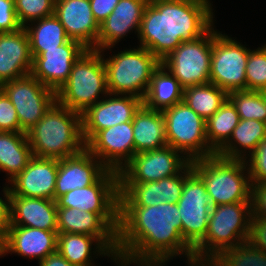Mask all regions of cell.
I'll return each mask as SVG.
<instances>
[{
  "label": "cell",
  "mask_w": 266,
  "mask_h": 266,
  "mask_svg": "<svg viewBox=\"0 0 266 266\" xmlns=\"http://www.w3.org/2000/svg\"><path fill=\"white\" fill-rule=\"evenodd\" d=\"M22 28L15 11L14 0H0V33Z\"/></svg>",
  "instance_id": "obj_41"
},
{
  "label": "cell",
  "mask_w": 266,
  "mask_h": 266,
  "mask_svg": "<svg viewBox=\"0 0 266 266\" xmlns=\"http://www.w3.org/2000/svg\"><path fill=\"white\" fill-rule=\"evenodd\" d=\"M251 202L213 206L205 237L193 248L196 265H208L222 251L246 242L249 236Z\"/></svg>",
  "instance_id": "obj_4"
},
{
  "label": "cell",
  "mask_w": 266,
  "mask_h": 266,
  "mask_svg": "<svg viewBox=\"0 0 266 266\" xmlns=\"http://www.w3.org/2000/svg\"><path fill=\"white\" fill-rule=\"evenodd\" d=\"M39 266H76L66 260L58 251L49 254L38 262Z\"/></svg>",
  "instance_id": "obj_46"
},
{
  "label": "cell",
  "mask_w": 266,
  "mask_h": 266,
  "mask_svg": "<svg viewBox=\"0 0 266 266\" xmlns=\"http://www.w3.org/2000/svg\"><path fill=\"white\" fill-rule=\"evenodd\" d=\"M184 88L162 65L153 73L143 104L149 109L163 111L183 101Z\"/></svg>",
  "instance_id": "obj_31"
},
{
  "label": "cell",
  "mask_w": 266,
  "mask_h": 266,
  "mask_svg": "<svg viewBox=\"0 0 266 266\" xmlns=\"http://www.w3.org/2000/svg\"><path fill=\"white\" fill-rule=\"evenodd\" d=\"M58 159L32 157L27 166L9 183L16 196L54 200Z\"/></svg>",
  "instance_id": "obj_22"
},
{
  "label": "cell",
  "mask_w": 266,
  "mask_h": 266,
  "mask_svg": "<svg viewBox=\"0 0 266 266\" xmlns=\"http://www.w3.org/2000/svg\"><path fill=\"white\" fill-rule=\"evenodd\" d=\"M30 23L24 28L29 36L30 51L33 59L41 52H44V49L56 48L70 40L65 28L55 14Z\"/></svg>",
  "instance_id": "obj_32"
},
{
  "label": "cell",
  "mask_w": 266,
  "mask_h": 266,
  "mask_svg": "<svg viewBox=\"0 0 266 266\" xmlns=\"http://www.w3.org/2000/svg\"><path fill=\"white\" fill-rule=\"evenodd\" d=\"M32 65L26 29L22 27L13 32L0 33V86L30 75Z\"/></svg>",
  "instance_id": "obj_24"
},
{
  "label": "cell",
  "mask_w": 266,
  "mask_h": 266,
  "mask_svg": "<svg viewBox=\"0 0 266 266\" xmlns=\"http://www.w3.org/2000/svg\"><path fill=\"white\" fill-rule=\"evenodd\" d=\"M57 251L76 266H95L92 252L97 257L107 256L117 262V257L98 238L90 235L58 233Z\"/></svg>",
  "instance_id": "obj_28"
},
{
  "label": "cell",
  "mask_w": 266,
  "mask_h": 266,
  "mask_svg": "<svg viewBox=\"0 0 266 266\" xmlns=\"http://www.w3.org/2000/svg\"><path fill=\"white\" fill-rule=\"evenodd\" d=\"M33 157L26 132L0 131V172H7L8 183Z\"/></svg>",
  "instance_id": "obj_30"
},
{
  "label": "cell",
  "mask_w": 266,
  "mask_h": 266,
  "mask_svg": "<svg viewBox=\"0 0 266 266\" xmlns=\"http://www.w3.org/2000/svg\"><path fill=\"white\" fill-rule=\"evenodd\" d=\"M0 89L14 105L20 127L27 132L57 101L56 92L31 74L5 82Z\"/></svg>",
  "instance_id": "obj_13"
},
{
  "label": "cell",
  "mask_w": 266,
  "mask_h": 266,
  "mask_svg": "<svg viewBox=\"0 0 266 266\" xmlns=\"http://www.w3.org/2000/svg\"><path fill=\"white\" fill-rule=\"evenodd\" d=\"M210 0H149L138 34L139 46L160 62L183 41L203 36L213 26Z\"/></svg>",
  "instance_id": "obj_2"
},
{
  "label": "cell",
  "mask_w": 266,
  "mask_h": 266,
  "mask_svg": "<svg viewBox=\"0 0 266 266\" xmlns=\"http://www.w3.org/2000/svg\"><path fill=\"white\" fill-rule=\"evenodd\" d=\"M246 90L266 89V44L249 51L246 65Z\"/></svg>",
  "instance_id": "obj_37"
},
{
  "label": "cell",
  "mask_w": 266,
  "mask_h": 266,
  "mask_svg": "<svg viewBox=\"0 0 266 266\" xmlns=\"http://www.w3.org/2000/svg\"><path fill=\"white\" fill-rule=\"evenodd\" d=\"M0 131L25 132L18 120L16 109L6 94L0 89Z\"/></svg>",
  "instance_id": "obj_40"
},
{
  "label": "cell",
  "mask_w": 266,
  "mask_h": 266,
  "mask_svg": "<svg viewBox=\"0 0 266 266\" xmlns=\"http://www.w3.org/2000/svg\"><path fill=\"white\" fill-rule=\"evenodd\" d=\"M57 231V206L54 200L10 194V225Z\"/></svg>",
  "instance_id": "obj_26"
},
{
  "label": "cell",
  "mask_w": 266,
  "mask_h": 266,
  "mask_svg": "<svg viewBox=\"0 0 266 266\" xmlns=\"http://www.w3.org/2000/svg\"><path fill=\"white\" fill-rule=\"evenodd\" d=\"M185 180V167L176 175L154 182H119V206H154L177 203Z\"/></svg>",
  "instance_id": "obj_18"
},
{
  "label": "cell",
  "mask_w": 266,
  "mask_h": 266,
  "mask_svg": "<svg viewBox=\"0 0 266 266\" xmlns=\"http://www.w3.org/2000/svg\"><path fill=\"white\" fill-rule=\"evenodd\" d=\"M207 266H266V252L246 241L222 251Z\"/></svg>",
  "instance_id": "obj_35"
},
{
  "label": "cell",
  "mask_w": 266,
  "mask_h": 266,
  "mask_svg": "<svg viewBox=\"0 0 266 266\" xmlns=\"http://www.w3.org/2000/svg\"><path fill=\"white\" fill-rule=\"evenodd\" d=\"M264 137H266L265 122L240 119L231 137L216 152V155L226 159L245 160Z\"/></svg>",
  "instance_id": "obj_29"
},
{
  "label": "cell",
  "mask_w": 266,
  "mask_h": 266,
  "mask_svg": "<svg viewBox=\"0 0 266 266\" xmlns=\"http://www.w3.org/2000/svg\"><path fill=\"white\" fill-rule=\"evenodd\" d=\"M108 168L86 148L58 161L54 201L67 192L94 184Z\"/></svg>",
  "instance_id": "obj_19"
},
{
  "label": "cell",
  "mask_w": 266,
  "mask_h": 266,
  "mask_svg": "<svg viewBox=\"0 0 266 266\" xmlns=\"http://www.w3.org/2000/svg\"><path fill=\"white\" fill-rule=\"evenodd\" d=\"M104 98L81 114L85 144L100 130L132 121L135 112L143 104L142 99L132 95L109 93Z\"/></svg>",
  "instance_id": "obj_15"
},
{
  "label": "cell",
  "mask_w": 266,
  "mask_h": 266,
  "mask_svg": "<svg viewBox=\"0 0 266 266\" xmlns=\"http://www.w3.org/2000/svg\"><path fill=\"white\" fill-rule=\"evenodd\" d=\"M119 172L108 169L94 184L58 197L57 207L97 213L116 233L119 226Z\"/></svg>",
  "instance_id": "obj_9"
},
{
  "label": "cell",
  "mask_w": 266,
  "mask_h": 266,
  "mask_svg": "<svg viewBox=\"0 0 266 266\" xmlns=\"http://www.w3.org/2000/svg\"><path fill=\"white\" fill-rule=\"evenodd\" d=\"M149 0H120L113 12L100 24L96 46L93 50L113 48L129 32L139 34L141 20Z\"/></svg>",
  "instance_id": "obj_20"
},
{
  "label": "cell",
  "mask_w": 266,
  "mask_h": 266,
  "mask_svg": "<svg viewBox=\"0 0 266 266\" xmlns=\"http://www.w3.org/2000/svg\"><path fill=\"white\" fill-rule=\"evenodd\" d=\"M14 4L22 27L32 21L54 15L55 0H14Z\"/></svg>",
  "instance_id": "obj_38"
},
{
  "label": "cell",
  "mask_w": 266,
  "mask_h": 266,
  "mask_svg": "<svg viewBox=\"0 0 266 266\" xmlns=\"http://www.w3.org/2000/svg\"><path fill=\"white\" fill-rule=\"evenodd\" d=\"M247 241L253 247L266 252V218L251 217Z\"/></svg>",
  "instance_id": "obj_43"
},
{
  "label": "cell",
  "mask_w": 266,
  "mask_h": 266,
  "mask_svg": "<svg viewBox=\"0 0 266 266\" xmlns=\"http://www.w3.org/2000/svg\"><path fill=\"white\" fill-rule=\"evenodd\" d=\"M58 231L9 226L2 238V255L15 253L38 262L57 251Z\"/></svg>",
  "instance_id": "obj_23"
},
{
  "label": "cell",
  "mask_w": 266,
  "mask_h": 266,
  "mask_svg": "<svg viewBox=\"0 0 266 266\" xmlns=\"http://www.w3.org/2000/svg\"><path fill=\"white\" fill-rule=\"evenodd\" d=\"M227 99L228 93L210 82L183 90V102L204 120L213 116Z\"/></svg>",
  "instance_id": "obj_33"
},
{
  "label": "cell",
  "mask_w": 266,
  "mask_h": 266,
  "mask_svg": "<svg viewBox=\"0 0 266 266\" xmlns=\"http://www.w3.org/2000/svg\"><path fill=\"white\" fill-rule=\"evenodd\" d=\"M26 133L34 157L61 160L85 148L81 114L57 101Z\"/></svg>",
  "instance_id": "obj_3"
},
{
  "label": "cell",
  "mask_w": 266,
  "mask_h": 266,
  "mask_svg": "<svg viewBox=\"0 0 266 266\" xmlns=\"http://www.w3.org/2000/svg\"><path fill=\"white\" fill-rule=\"evenodd\" d=\"M239 122L240 116L235 106L227 99L205 122L209 146L217 152L229 140Z\"/></svg>",
  "instance_id": "obj_34"
},
{
  "label": "cell",
  "mask_w": 266,
  "mask_h": 266,
  "mask_svg": "<svg viewBox=\"0 0 266 266\" xmlns=\"http://www.w3.org/2000/svg\"><path fill=\"white\" fill-rule=\"evenodd\" d=\"M57 231L94 236L117 257V233L97 213L57 207Z\"/></svg>",
  "instance_id": "obj_25"
},
{
  "label": "cell",
  "mask_w": 266,
  "mask_h": 266,
  "mask_svg": "<svg viewBox=\"0 0 266 266\" xmlns=\"http://www.w3.org/2000/svg\"><path fill=\"white\" fill-rule=\"evenodd\" d=\"M108 92L132 95L144 100L154 71L161 62L146 48L125 49L103 57Z\"/></svg>",
  "instance_id": "obj_7"
},
{
  "label": "cell",
  "mask_w": 266,
  "mask_h": 266,
  "mask_svg": "<svg viewBox=\"0 0 266 266\" xmlns=\"http://www.w3.org/2000/svg\"><path fill=\"white\" fill-rule=\"evenodd\" d=\"M87 50L80 42L69 40L53 49H44L33 59L31 75L57 92L68 80L73 64Z\"/></svg>",
  "instance_id": "obj_17"
},
{
  "label": "cell",
  "mask_w": 266,
  "mask_h": 266,
  "mask_svg": "<svg viewBox=\"0 0 266 266\" xmlns=\"http://www.w3.org/2000/svg\"><path fill=\"white\" fill-rule=\"evenodd\" d=\"M212 26L210 83L227 93L246 90V65L250 49Z\"/></svg>",
  "instance_id": "obj_12"
},
{
  "label": "cell",
  "mask_w": 266,
  "mask_h": 266,
  "mask_svg": "<svg viewBox=\"0 0 266 266\" xmlns=\"http://www.w3.org/2000/svg\"><path fill=\"white\" fill-rule=\"evenodd\" d=\"M177 205L181 235L194 248L206 235L213 204L204 182L192 169L191 161L185 166L184 186Z\"/></svg>",
  "instance_id": "obj_10"
},
{
  "label": "cell",
  "mask_w": 266,
  "mask_h": 266,
  "mask_svg": "<svg viewBox=\"0 0 266 266\" xmlns=\"http://www.w3.org/2000/svg\"><path fill=\"white\" fill-rule=\"evenodd\" d=\"M85 148L108 169L119 172L134 156L132 121L98 131Z\"/></svg>",
  "instance_id": "obj_16"
},
{
  "label": "cell",
  "mask_w": 266,
  "mask_h": 266,
  "mask_svg": "<svg viewBox=\"0 0 266 266\" xmlns=\"http://www.w3.org/2000/svg\"><path fill=\"white\" fill-rule=\"evenodd\" d=\"M103 51L87 49L73 64L67 82L56 92L57 102L82 114L109 94ZM105 94V95H104Z\"/></svg>",
  "instance_id": "obj_6"
},
{
  "label": "cell",
  "mask_w": 266,
  "mask_h": 266,
  "mask_svg": "<svg viewBox=\"0 0 266 266\" xmlns=\"http://www.w3.org/2000/svg\"><path fill=\"white\" fill-rule=\"evenodd\" d=\"M54 14L71 40L87 49H94L100 25L95 20L90 0H55Z\"/></svg>",
  "instance_id": "obj_21"
},
{
  "label": "cell",
  "mask_w": 266,
  "mask_h": 266,
  "mask_svg": "<svg viewBox=\"0 0 266 266\" xmlns=\"http://www.w3.org/2000/svg\"><path fill=\"white\" fill-rule=\"evenodd\" d=\"M120 0H90L95 20L100 25L112 12Z\"/></svg>",
  "instance_id": "obj_44"
},
{
  "label": "cell",
  "mask_w": 266,
  "mask_h": 266,
  "mask_svg": "<svg viewBox=\"0 0 266 266\" xmlns=\"http://www.w3.org/2000/svg\"><path fill=\"white\" fill-rule=\"evenodd\" d=\"M166 124V141L186 155L189 161L210 157L216 152L206 137V120L181 101L162 111Z\"/></svg>",
  "instance_id": "obj_8"
},
{
  "label": "cell",
  "mask_w": 266,
  "mask_h": 266,
  "mask_svg": "<svg viewBox=\"0 0 266 266\" xmlns=\"http://www.w3.org/2000/svg\"><path fill=\"white\" fill-rule=\"evenodd\" d=\"M3 197H0V237L3 238L10 225V187L3 188ZM5 200H3V199Z\"/></svg>",
  "instance_id": "obj_45"
},
{
  "label": "cell",
  "mask_w": 266,
  "mask_h": 266,
  "mask_svg": "<svg viewBox=\"0 0 266 266\" xmlns=\"http://www.w3.org/2000/svg\"><path fill=\"white\" fill-rule=\"evenodd\" d=\"M132 125L134 155L167 146L166 124L162 111L149 109L142 104L133 116Z\"/></svg>",
  "instance_id": "obj_27"
},
{
  "label": "cell",
  "mask_w": 266,
  "mask_h": 266,
  "mask_svg": "<svg viewBox=\"0 0 266 266\" xmlns=\"http://www.w3.org/2000/svg\"><path fill=\"white\" fill-rule=\"evenodd\" d=\"M191 164L204 182L213 206L250 202L251 181L245 160L215 154L193 160Z\"/></svg>",
  "instance_id": "obj_5"
},
{
  "label": "cell",
  "mask_w": 266,
  "mask_h": 266,
  "mask_svg": "<svg viewBox=\"0 0 266 266\" xmlns=\"http://www.w3.org/2000/svg\"><path fill=\"white\" fill-rule=\"evenodd\" d=\"M181 154L170 146L136 153L119 171V182H154L174 176L190 162Z\"/></svg>",
  "instance_id": "obj_14"
},
{
  "label": "cell",
  "mask_w": 266,
  "mask_h": 266,
  "mask_svg": "<svg viewBox=\"0 0 266 266\" xmlns=\"http://www.w3.org/2000/svg\"><path fill=\"white\" fill-rule=\"evenodd\" d=\"M3 256L2 255V238L0 237V257Z\"/></svg>",
  "instance_id": "obj_48"
},
{
  "label": "cell",
  "mask_w": 266,
  "mask_h": 266,
  "mask_svg": "<svg viewBox=\"0 0 266 266\" xmlns=\"http://www.w3.org/2000/svg\"><path fill=\"white\" fill-rule=\"evenodd\" d=\"M251 217L266 218V182L251 184Z\"/></svg>",
  "instance_id": "obj_42"
},
{
  "label": "cell",
  "mask_w": 266,
  "mask_h": 266,
  "mask_svg": "<svg viewBox=\"0 0 266 266\" xmlns=\"http://www.w3.org/2000/svg\"><path fill=\"white\" fill-rule=\"evenodd\" d=\"M240 119L266 122V106L261 91L235 90L228 93Z\"/></svg>",
  "instance_id": "obj_36"
},
{
  "label": "cell",
  "mask_w": 266,
  "mask_h": 266,
  "mask_svg": "<svg viewBox=\"0 0 266 266\" xmlns=\"http://www.w3.org/2000/svg\"><path fill=\"white\" fill-rule=\"evenodd\" d=\"M261 93H262L263 100H264V103H265V106H266V89H263V90L261 91ZM265 123H266V122H265Z\"/></svg>",
  "instance_id": "obj_47"
},
{
  "label": "cell",
  "mask_w": 266,
  "mask_h": 266,
  "mask_svg": "<svg viewBox=\"0 0 266 266\" xmlns=\"http://www.w3.org/2000/svg\"><path fill=\"white\" fill-rule=\"evenodd\" d=\"M212 27L198 38L183 41L161 61L183 88L210 82Z\"/></svg>",
  "instance_id": "obj_11"
},
{
  "label": "cell",
  "mask_w": 266,
  "mask_h": 266,
  "mask_svg": "<svg viewBox=\"0 0 266 266\" xmlns=\"http://www.w3.org/2000/svg\"><path fill=\"white\" fill-rule=\"evenodd\" d=\"M180 255L195 266L193 248L181 235L177 203L119 206L117 266H164Z\"/></svg>",
  "instance_id": "obj_1"
},
{
  "label": "cell",
  "mask_w": 266,
  "mask_h": 266,
  "mask_svg": "<svg viewBox=\"0 0 266 266\" xmlns=\"http://www.w3.org/2000/svg\"><path fill=\"white\" fill-rule=\"evenodd\" d=\"M245 159L251 184L266 182V137L262 138L256 149Z\"/></svg>",
  "instance_id": "obj_39"
}]
</instances>
